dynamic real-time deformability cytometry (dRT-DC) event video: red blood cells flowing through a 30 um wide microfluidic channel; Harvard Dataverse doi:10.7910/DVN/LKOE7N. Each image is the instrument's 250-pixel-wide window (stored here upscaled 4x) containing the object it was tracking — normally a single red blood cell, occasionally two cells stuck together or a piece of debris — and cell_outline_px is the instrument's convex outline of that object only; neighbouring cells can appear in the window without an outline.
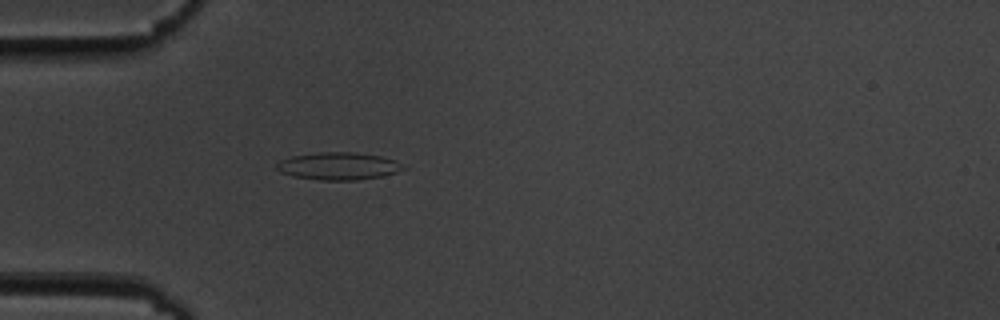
{"species": "common noctule bat (a hibernating species)", "species_latin": "Nyctalus noctula", "temperature_condition": "cold", "stored_images_in_passage": 55, "camera_frame_rate_fps": 3000, "um_per_image_px": 0.085, "animal": {"sex": "male", "body_mass_g": 19.5, "forearm_length_mm": 54.6}, "frame": {"image": 1, "passage_image": 16, "time_ms": 5.0, "image_size_px": [1000, 320], "cell_outline_px": [[408, 168], [396, 172], [380, 176], [356, 180], [320, 180], [292, 176], [280, 172], [276, 168], [276, 164], [280, 160], [292, 156], [316, 152], [356, 152], [380, 156], [396, 160]], "centroid_in_image_um": [28.76, 14.11], "position_along_channel_um": 56.2, "area_um2": 20.35}}
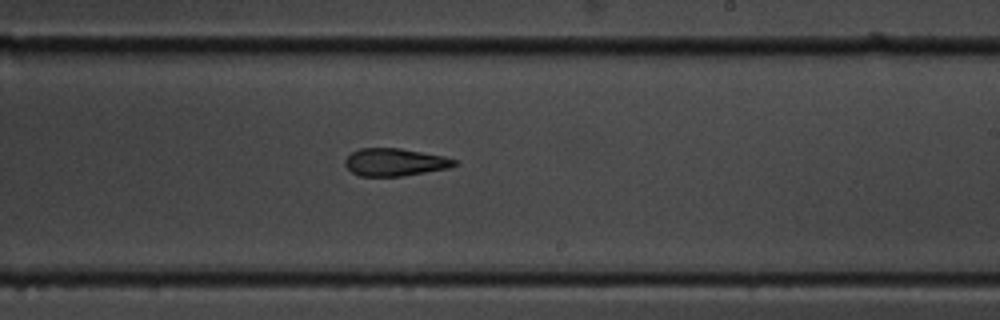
{"frame": {"image": 2, "passage_image": 33, "time_ms": 10.667, "image_size_px": [1000, 320], "cell_outline_px": [[460, 164], [448, 168], [404, 176], [360, 176], [352, 172], [344, 164], [344, 160], [352, 152], [360, 148], [400, 148], [444, 156], [460, 160]], "centroid_in_image_um": [33.61, 13.78], "position_along_channel_um": 255.4, "area_um2": 17.74}}
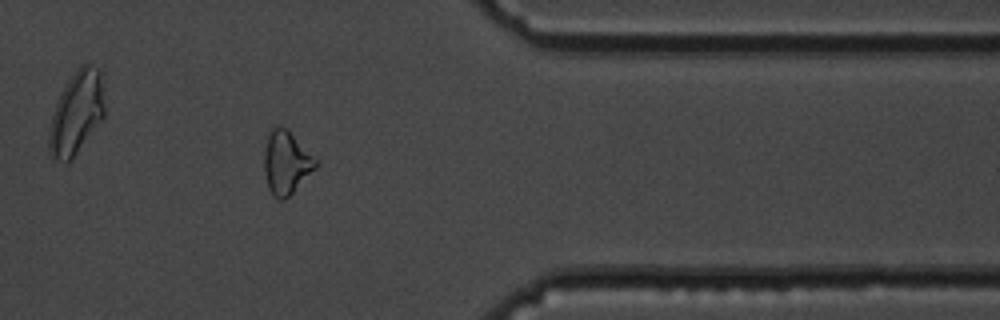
{"frame": {"image": 3, "passage_image": 45, "time_ms": 14.667, "image_size_px": [1000, 320], "cell_outline_px": [[320, 164], [284, 200], [276, 200], [268, 188], [264, 172], [264, 152], [268, 132], [272, 128], [280, 124], [288, 128], [320, 160]], "centroid_in_image_um": [24.35, 13.77], "position_along_channel_um": 387.0, "area_um2": 19.59}, "authors_computed_cell_mechanics": {"area_um2": 19.5942, "velocity_mm_per_s": 3.6381, "shape_relaxation_time_tau1_ms": null, "shape_relaxation_time_tau2_ms": 3.7762, "deformation_change_tau1": null, "deformation_change_tau2": 0.1331}}